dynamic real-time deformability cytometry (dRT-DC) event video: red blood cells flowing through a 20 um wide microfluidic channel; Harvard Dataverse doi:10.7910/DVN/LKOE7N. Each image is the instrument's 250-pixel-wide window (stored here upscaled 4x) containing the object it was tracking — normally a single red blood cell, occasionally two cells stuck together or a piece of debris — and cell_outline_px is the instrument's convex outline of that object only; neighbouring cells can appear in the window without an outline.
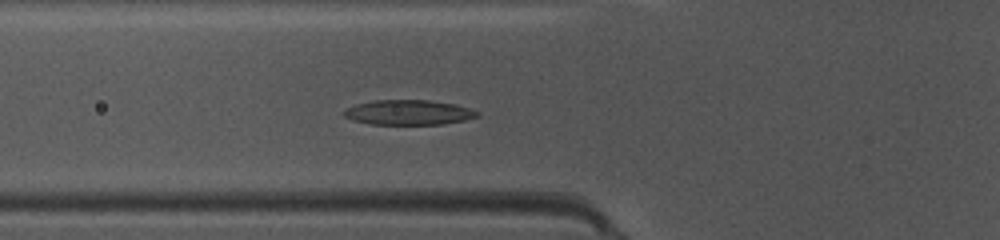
{"species": "common noctule bat (a hibernating species)", "species_latin": "Nyctalus noctula", "temperature_condition": "warm", "stored_images_in_passage": 37, "camera_frame_rate_fps": 3000, "um_per_image_px": 0.085, "animal": {"sex": "female", "body_mass_g": 10.0, "forearm_length_mm": 53.1}, "frame": {"image": 1, "passage_image": 6, "time_ms": 1.667, "image_size_px": [1000, 240], "cell_outline_px": [[480, 116], [464, 120], [444, 124], [372, 124], [352, 120], [344, 116], [340, 112], [356, 104], [376, 100], [428, 100], [456, 104], [480, 112]], "centroid_in_image_um": [34.73, 9.55], "position_along_channel_um": 91.1, "area_um2": 19.36}}
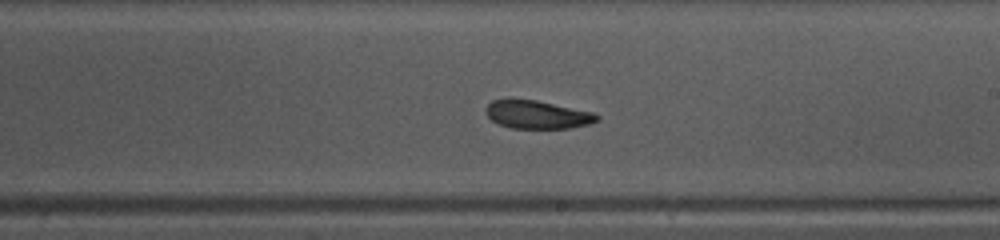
{"frame": {"image": 2, "passage_image": 17, "time_ms": 5.333, "image_size_px": [1000, 240], "cell_outline_px": [[600, 120], [592, 124], [572, 128], [512, 128], [500, 124], [492, 120], [484, 112], [484, 108], [492, 100], [508, 96], [512, 96], [536, 100], [592, 112], [600, 116]], "centroid_in_image_um": [45.63, 9.7], "position_along_channel_um": 243.4, "area_um2": 18.84}}
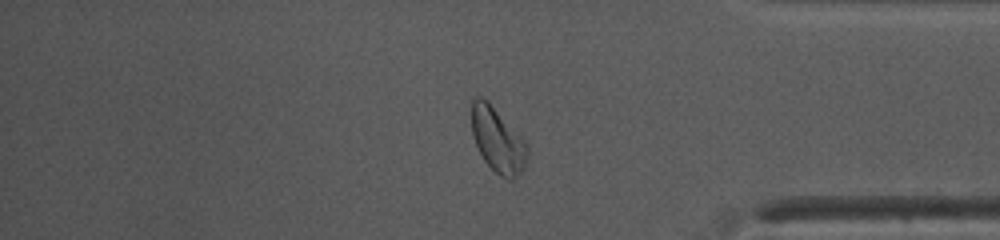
{"frame": {"image": 3, "passage_image": 29, "time_ms": 9.333, "image_size_px": [1000, 240], "cell_outline_px": [[528, 152], [524, 168], [512, 180], [508, 180], [500, 176], [484, 160], [476, 144], [472, 132], [472, 96], [480, 96], [488, 100], [524, 140], [528, 148]], "centroid_in_image_um": [42.29, 11.89], "position_along_channel_um": 392.9, "area_um2": 20.81}, "authors_computed_cell_mechanics": {"area_um2": 19.363, "velocity_mm_per_s": 4.138, "shape_relaxation_time_tau1_ms": 6.2075, "shape_relaxation_time_tau2_ms": 9.2697, "deformation_change_tau1": 0.1659, "deformation_change_tau2": 0.1779}}